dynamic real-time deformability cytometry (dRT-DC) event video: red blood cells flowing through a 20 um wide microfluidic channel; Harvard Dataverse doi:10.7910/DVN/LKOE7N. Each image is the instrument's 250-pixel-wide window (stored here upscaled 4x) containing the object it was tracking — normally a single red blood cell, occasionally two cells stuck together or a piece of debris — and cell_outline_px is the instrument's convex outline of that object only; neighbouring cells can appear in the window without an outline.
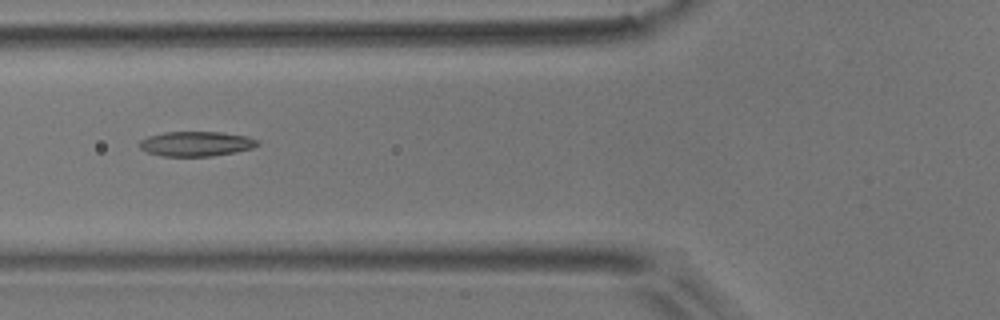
{"species": "common noctule bat (a hibernating species)", "species_latin": "Nyctalus noctula", "temperature_condition": "room temperature", "stored_images_in_passage": 5, "camera_frame_rate_fps": 3000, "um_per_image_px": 0.085, "animal": {"sex": "male", "body_mass_g": 17.9}, "frame": {"image": 1, "passage_image": 5, "time_ms": 1.333, "image_size_px": [1000, 320], "cell_outline_px": [[260, 144], [252, 148], [236, 152], [212, 156], [160, 156], [148, 152], [140, 148], [140, 140], [148, 136], [164, 132], [220, 132], [248, 136], [260, 140]], "centroid_in_image_um": [16.71, 12.22], "position_along_channel_um": 109.1, "area_um2": 17.17}}